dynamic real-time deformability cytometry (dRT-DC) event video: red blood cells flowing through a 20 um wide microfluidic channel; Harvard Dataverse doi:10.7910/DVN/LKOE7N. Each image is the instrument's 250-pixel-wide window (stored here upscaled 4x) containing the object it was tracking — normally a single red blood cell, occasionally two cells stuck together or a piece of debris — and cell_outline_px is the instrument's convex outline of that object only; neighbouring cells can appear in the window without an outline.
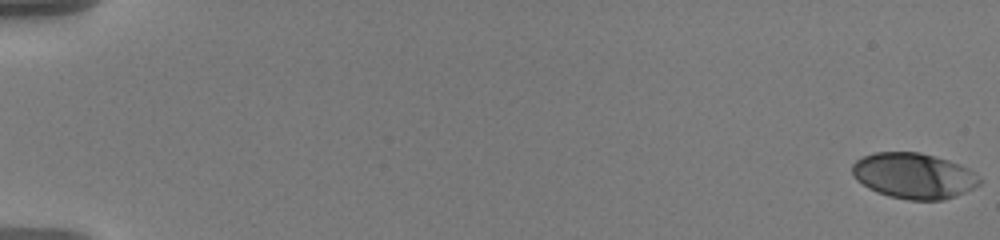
{"species": "human", "species_latin": "Homo sapiens", "temperature_condition": "warm", "stored_images_in_passage": 58, "camera_frame_rate_fps": 3000, "um_per_image_px": 0.085, "donor": {"sex": "male"}, "frame": {"image": 1, "passage_image": 1, "time_ms": 0.0, "image_size_px": [1000, 240], "cell_outline_px": [[980, 184], [956, 196], [944, 200], [908, 200], [888, 196], [876, 192], [868, 188], [856, 180], [852, 172], [852, 164], [856, 160], [864, 156], [876, 152], [920, 152], [948, 160], [960, 164], [976, 172], [980, 176]], "centroid_in_image_um": [77.67, 14.94], "position_along_channel_um": 7.3, "area_um2": 34.04}}
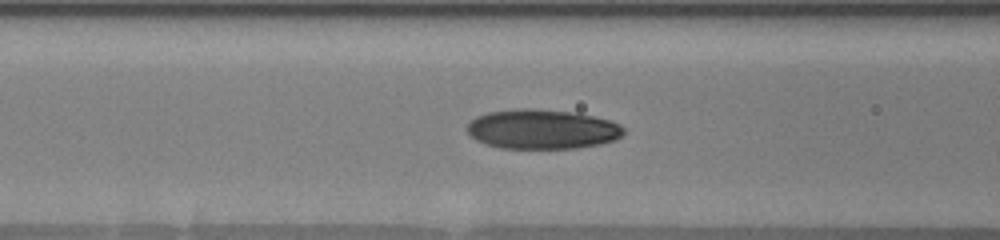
{"frame": {"image": 2, "passage_image": 26, "time_ms": 8.333, "image_size_px": [1000, 240], "cell_outline_px": [[624, 132], [616, 140], [600, 144], [576, 148], [500, 148], [476, 140], [468, 132], [468, 124], [476, 116], [488, 112], [516, 108], [532, 108], [576, 112], [612, 120], [620, 124], [624, 128]], "centroid_in_image_um": [46.12, 10.97], "position_along_channel_um": 120.5, "area_um2": 36.3}}
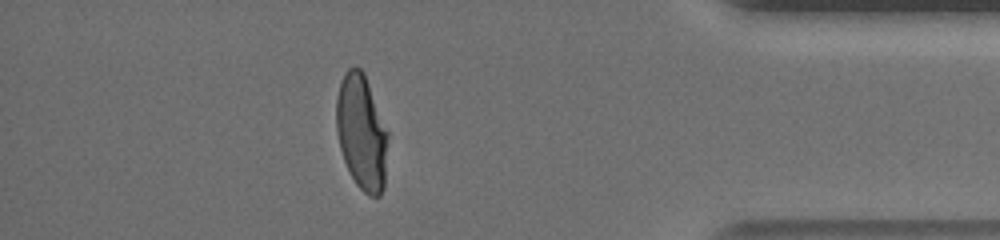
{"frame": {"image": 3, "passage_image": 52, "time_ms": 17.0, "image_size_px": [1000, 240], "cell_outline_px": [[388, 136], [384, 188], [380, 196], [368, 196], [356, 184], [344, 160], [340, 148], [336, 132], [336, 100], [340, 84], [344, 72], [348, 68], [360, 68], [364, 72], [388, 132]], "centroid_in_image_um": [30.73, 11.25], "position_along_channel_um": 404.5, "area_um2": 34.56}, "authors_computed_cell_mechanics": {"area_um2": 34.68, "velocity_mm_per_s": 3.61, "shape_relaxation_time_tau1_ms": 4.512, "shape_relaxation_time_tau2_ms": 1.1688, "deformation_change_tau1": 0.1979, "deformation_change_tau2": 0.0629}}